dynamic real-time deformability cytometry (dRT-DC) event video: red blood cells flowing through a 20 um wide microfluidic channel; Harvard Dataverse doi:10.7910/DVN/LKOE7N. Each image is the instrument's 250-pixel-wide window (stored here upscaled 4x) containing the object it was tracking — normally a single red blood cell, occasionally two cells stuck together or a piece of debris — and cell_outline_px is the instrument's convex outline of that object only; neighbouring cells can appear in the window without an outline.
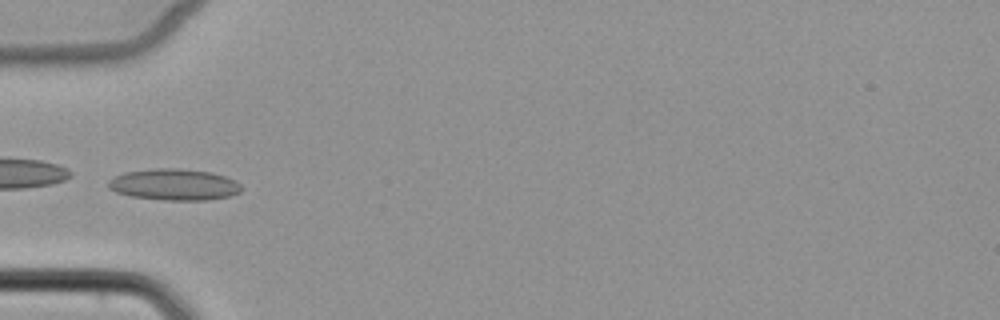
{"species": "common noctule bat (a hibernating species)", "species_latin": "Nyctalus noctula", "temperature_condition": "cold", "stored_images_in_passage": 5, "camera_frame_rate_fps": 3000, "um_per_image_px": 0.085, "animal": {"sex": "female", "body_mass_g": 22.7, "forearm_length_mm": 54.2}, "frame": {"image": 1, "passage_image": 5, "time_ms": 5.667, "image_size_px": [1000, 320], "cell_outline_px": [[244, 188], [240, 192], [228, 196], [208, 200], [164, 200], [132, 196], [116, 192], [108, 188], [108, 180], [124, 172], [152, 168], [180, 168], [212, 172], [236, 180]], "centroid_in_image_um": [14.82, 15.68], "position_along_channel_um": 70.2, "area_um2": 24.51}}